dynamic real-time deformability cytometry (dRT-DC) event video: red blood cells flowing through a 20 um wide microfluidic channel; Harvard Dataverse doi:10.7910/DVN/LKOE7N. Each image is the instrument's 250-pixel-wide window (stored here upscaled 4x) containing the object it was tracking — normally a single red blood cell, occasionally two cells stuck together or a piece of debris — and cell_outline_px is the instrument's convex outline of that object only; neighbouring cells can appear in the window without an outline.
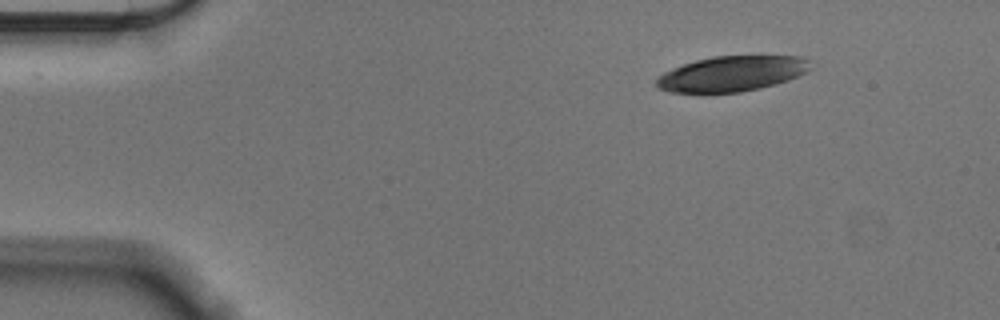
{"species": "Egyptian fruit bat (a non-hibernating species)", "species_latin": "Rousettus aegyptiacus", "temperature_condition": "cold", "stored_images_in_passage": 50, "camera_frame_rate_fps": 3000, "um_per_image_px": 0.085, "animal": {"sex": "male"}, "frame": {"image": 1, "passage_image": 1, "time_ms": 0.0, "image_size_px": [1000, 320], "cell_outline_px": [[812, 68], [788, 80], [776, 84], [760, 88], [740, 92], [668, 92], [656, 88], [656, 80], [664, 72], [672, 68], [696, 60], [712, 56], [804, 56], [808, 60]], "centroid_in_image_um": [62.2, 6.26], "position_along_channel_um": 22.8, "area_um2": 31.56}}